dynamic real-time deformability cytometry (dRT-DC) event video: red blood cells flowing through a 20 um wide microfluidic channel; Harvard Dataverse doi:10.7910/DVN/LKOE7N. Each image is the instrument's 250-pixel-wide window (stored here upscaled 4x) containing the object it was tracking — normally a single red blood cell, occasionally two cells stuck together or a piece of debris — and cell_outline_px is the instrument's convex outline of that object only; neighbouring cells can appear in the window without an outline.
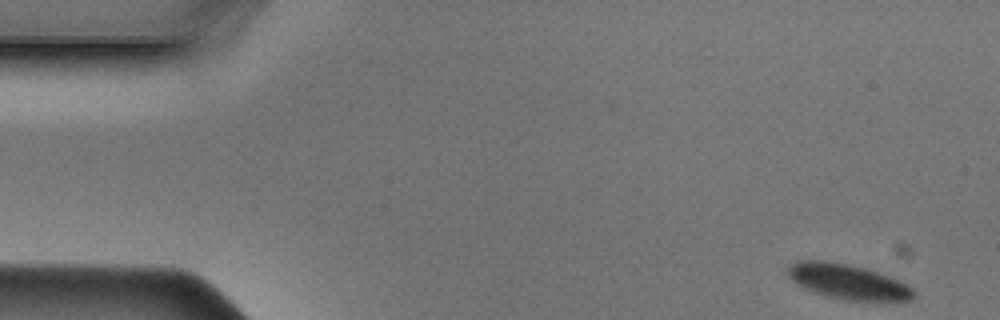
{"species": "Egyptian fruit bat (a non-hibernating species)", "species_latin": "Rousettus aegyptiacus", "temperature_condition": "cold", "stored_images_in_passage": 46, "camera_frame_rate_fps": 3000, "um_per_image_px": 0.085, "animal": {"sex": "male"}, "frame": {"image": 1, "passage_image": 1, "time_ms": 0.0, "image_size_px": [1000, 320], "cell_outline_px": [[916, 296], [912, 300], [844, 300], [824, 296], [812, 292], [796, 284], [788, 276], [788, 264], [796, 260], [824, 260], [848, 264], [864, 268], [888, 276], [908, 284], [916, 292]], "centroid_in_image_um": [72.03, 23.94], "position_along_channel_um": 13.0, "area_um2": 25.84}}
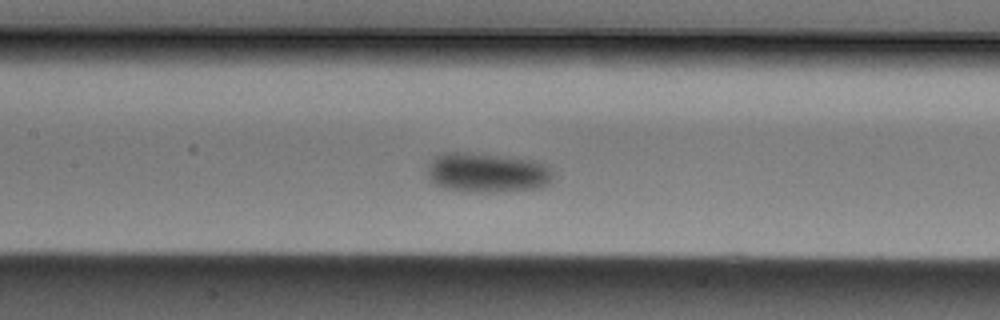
{"frame": {"image": 2, "passage_image": 20, "time_ms": 6.333, "image_size_px": [1000, 320], "cell_outline_px": [[552, 180], [548, 184], [540, 188], [504, 192], [460, 192], [444, 188], [428, 180], [424, 172], [424, 168], [432, 156], [444, 152], [468, 152], [508, 156], [536, 160], [552, 168]], "centroid_in_image_um": [41.33, 14.67], "position_along_channel_um": 166.1, "area_um2": 30.29}}
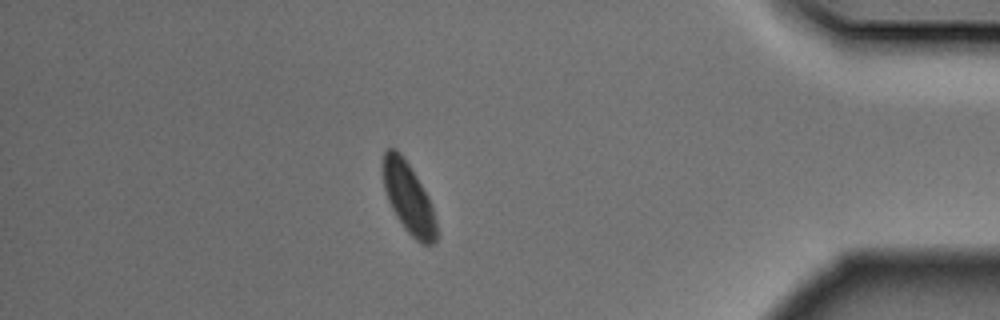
{"frame": {"image": 3, "passage_image": 40, "time_ms": 13.0, "image_size_px": [1000, 320], "cell_outline_px": [[436, 240], [432, 244], [420, 244], [404, 228], [396, 216], [388, 200], [384, 188], [380, 164], [384, 152], [388, 148], [396, 148], [400, 152], [408, 164], [428, 196], [436, 220]], "centroid_in_image_um": [34.67, 16.79], "position_along_channel_um": 400.5, "area_um2": 22.02}}